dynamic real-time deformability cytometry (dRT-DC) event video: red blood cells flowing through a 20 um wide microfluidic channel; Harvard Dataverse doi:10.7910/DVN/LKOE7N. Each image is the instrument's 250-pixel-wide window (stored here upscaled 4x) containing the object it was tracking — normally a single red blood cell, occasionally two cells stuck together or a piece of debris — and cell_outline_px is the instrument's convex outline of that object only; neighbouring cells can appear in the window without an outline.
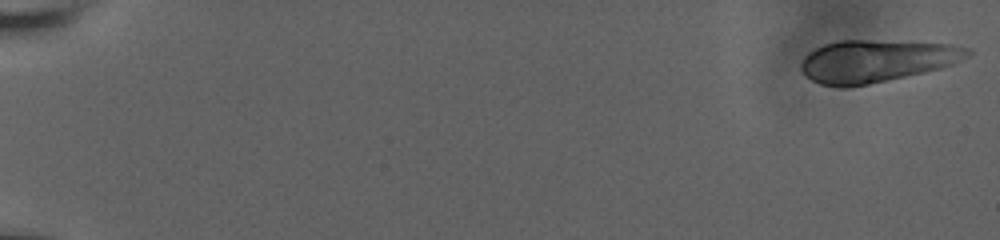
{"species": "human", "species_latin": "Homo sapiens", "temperature_condition": "room temperature", "stored_images_in_passage": 59, "camera_frame_rate_fps": 3000, "um_per_image_px": 0.085, "donor": {"sex": "male"}, "frame": {"image": 1, "passage_image": 1, "time_ms": 0.0, "image_size_px": [1000, 240], "cell_outline_px": [[972, 52], [968, 56], [952, 64], [940, 68], [924, 72], [868, 84], [848, 88], [836, 88], [820, 84], [804, 76], [800, 68], [800, 64], [804, 56], [808, 52], [824, 44], [840, 40], [864, 40], [952, 44], [968, 48]], "centroid_in_image_um": [74.42, 5.19], "position_along_channel_um": 10.6, "area_um2": 41.1}}
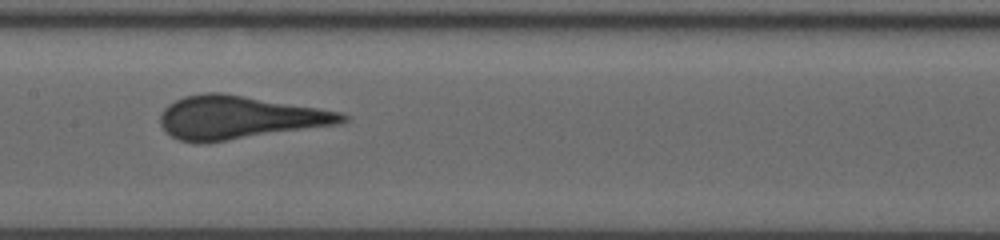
{"frame": {"image": 2, "passage_image": 32, "time_ms": 10.333, "image_size_px": [1000, 240], "cell_outline_px": [[348, 120], [340, 124], [224, 140], [180, 140], [172, 136], [160, 124], [160, 116], [164, 108], [168, 104], [184, 96], [204, 92], [220, 92], [340, 112], [348, 116]], "centroid_in_image_um": [20.33, 9.95], "position_along_channel_um": 187.1, "area_um2": 44.33}}
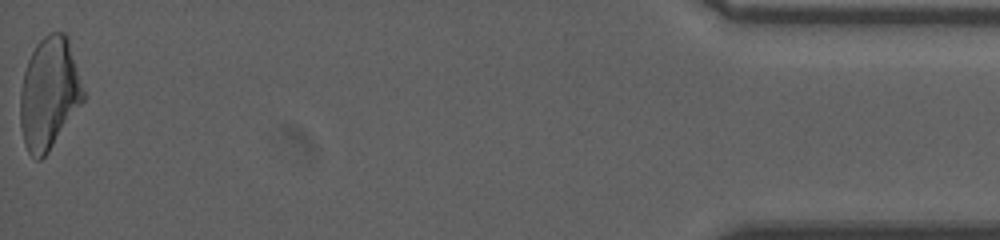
{"frame": {"image": 3, "passage_image": 59, "time_ms": 19.333, "image_size_px": [1000, 240], "cell_outline_px": [[84, 100], [48, 152], [40, 160], [36, 160], [28, 152], [24, 144], [20, 128], [20, 92], [24, 72], [28, 60], [36, 44], [48, 32], [64, 32], [68, 36], [84, 92]], "centroid_in_image_um": [4.16, 7.93], "position_along_channel_um": 431.0, "area_um2": 40.98}}